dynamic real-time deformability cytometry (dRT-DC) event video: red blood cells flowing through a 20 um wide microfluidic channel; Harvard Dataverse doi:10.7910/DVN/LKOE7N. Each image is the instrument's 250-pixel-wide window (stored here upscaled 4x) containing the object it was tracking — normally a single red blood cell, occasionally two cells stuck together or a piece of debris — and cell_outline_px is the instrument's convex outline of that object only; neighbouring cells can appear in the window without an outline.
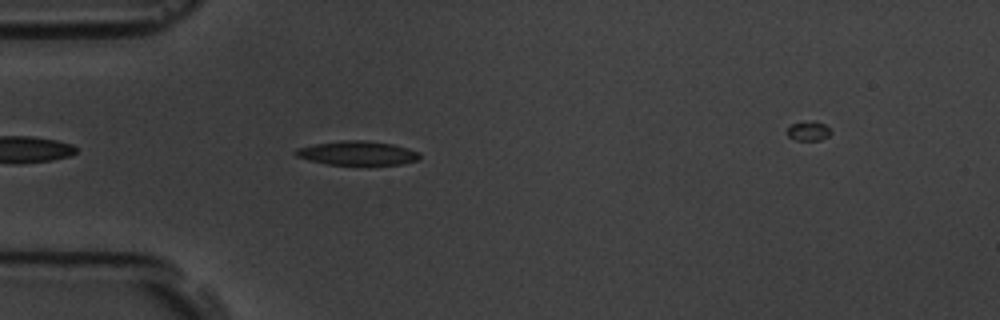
{"species": "common noctule bat (a hibernating species)", "species_latin": "Nyctalus noctula", "temperature_condition": "room temperature", "stored_images_in_passage": 6, "camera_frame_rate_fps": 3000, "um_per_image_px": 0.085, "animal": {"sex": "male", "body_mass_g": 19.5, "forearm_length_mm": 54.6}, "frame": {"image": 1, "passage_image": 5, "time_ms": 4.667, "image_size_px": [1000, 320], "cell_outline_px": [[420, 156], [416, 160], [400, 164], [328, 164], [308, 160], [296, 156], [292, 152], [296, 148], [316, 144], [340, 140], [364, 140], [392, 144], [408, 148], [420, 152]], "centroid_in_image_um": [30.34, 13.0], "position_along_channel_um": 54.7, "area_um2": 17.22}}